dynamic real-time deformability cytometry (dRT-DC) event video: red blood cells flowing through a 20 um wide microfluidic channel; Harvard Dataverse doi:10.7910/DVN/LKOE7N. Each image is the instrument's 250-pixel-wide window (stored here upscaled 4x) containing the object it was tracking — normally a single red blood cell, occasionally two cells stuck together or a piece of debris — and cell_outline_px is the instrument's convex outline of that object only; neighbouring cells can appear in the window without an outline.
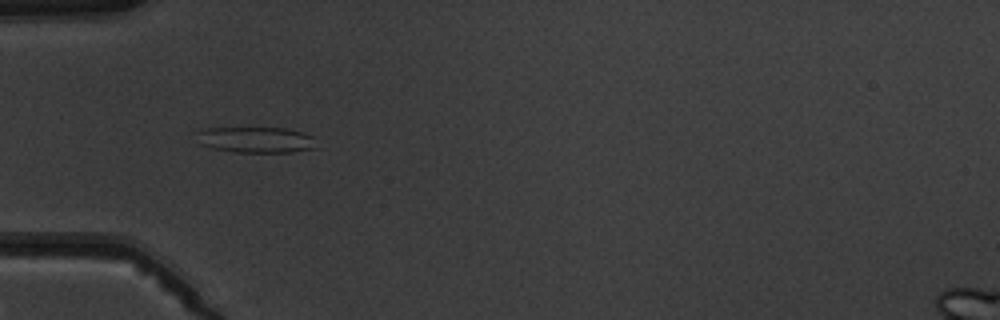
{"species": "common noctule bat (a hibernating species)", "species_latin": "Nyctalus noctula", "temperature_condition": "warm", "stored_images_in_passage": 8, "camera_frame_rate_fps": 3000, "um_per_image_px": 0.085, "animal": {"sex": "male", "body_mass_g": 19.5, "forearm_length_mm": 54.6}, "frame": {"image": 1, "passage_image": 5, "time_ms": 5.333, "image_size_px": [1000, 320], "cell_outline_px": [[316, 148], [292, 152], [232, 152], [212, 148], [200, 144], [196, 132], [200, 128], [284, 128], [300, 132], [312, 136]], "centroid_in_image_um": [21.7, 11.88], "position_along_channel_um": 63.3, "area_um2": 18.03}}
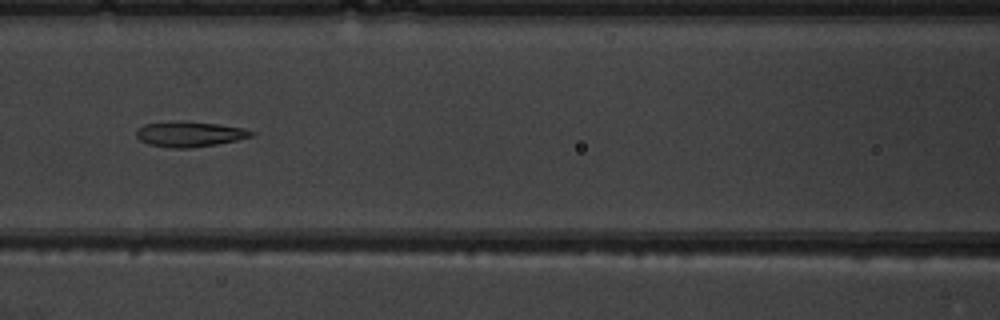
{"frame": {"image": 2, "passage_image": 7, "time_ms": 7.667, "image_size_px": [1000, 320], "cell_outline_px": [[256, 132], [252, 136], [236, 140], [216, 144], [188, 148], [172, 148], [148, 144], [140, 140], [136, 136], [136, 128], [144, 124], [180, 120], [184, 120], [220, 124], [244, 128]], "centroid_in_image_um": [16.1, 11.38], "position_along_channel_um": 150.5, "area_um2": 17.17}}
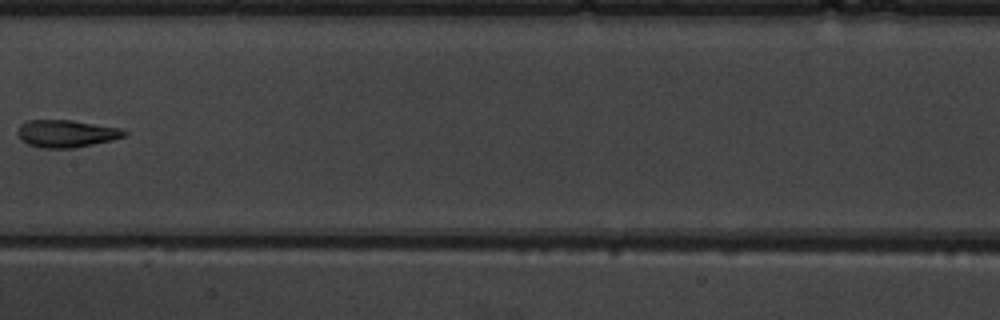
{"frame": {"image": 3, "passage_image": 8, "time_ms": 9.0, "image_size_px": [1000, 320], "cell_outline_px": [[128, 132], [124, 136], [112, 140], [72, 148], [44, 148], [28, 144], [16, 132], [20, 124], [24, 120], [72, 120], [120, 128]], "centroid_in_image_um": [5.62, 11.34], "position_along_channel_um": 201.8, "area_um2": 16.88}}